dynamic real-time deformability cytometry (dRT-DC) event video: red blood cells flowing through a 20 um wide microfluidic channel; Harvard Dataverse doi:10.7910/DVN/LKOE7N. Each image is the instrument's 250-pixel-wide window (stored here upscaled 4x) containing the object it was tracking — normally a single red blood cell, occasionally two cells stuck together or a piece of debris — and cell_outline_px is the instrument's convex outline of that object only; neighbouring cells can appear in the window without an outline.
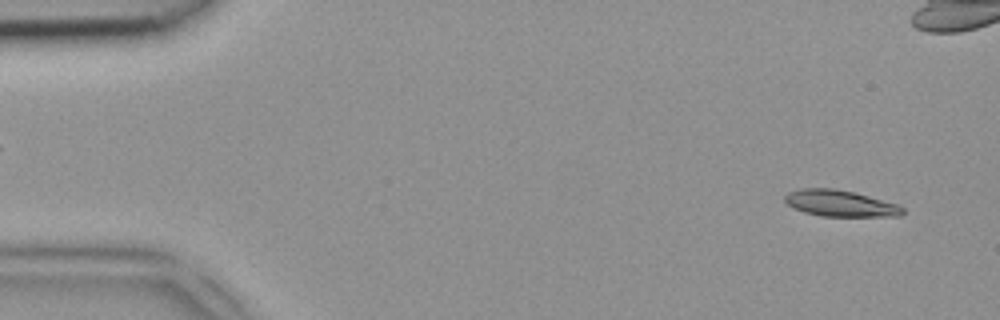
{"species": "common noctule bat (a hibernating species)", "species_latin": "Nyctalus noctula", "temperature_condition": "room temperature", "stored_images_in_passage": 47, "camera_frame_rate_fps": 3000, "um_per_image_px": 0.085, "animal": {"sex": "female", "body_mass_g": 18.4}, "frame": {"image": 1, "passage_image": 2, "time_ms": 0.333, "image_size_px": [1000, 320], "cell_outline_px": [[904, 212], [900, 216], [820, 216], [804, 212], [792, 208], [784, 200], [784, 196], [788, 192], [800, 188], [832, 188], [856, 192], [900, 204], [904, 208]], "centroid_in_image_um": [71.43, 17.28], "position_along_channel_um": 13.6, "area_um2": 18.38}}
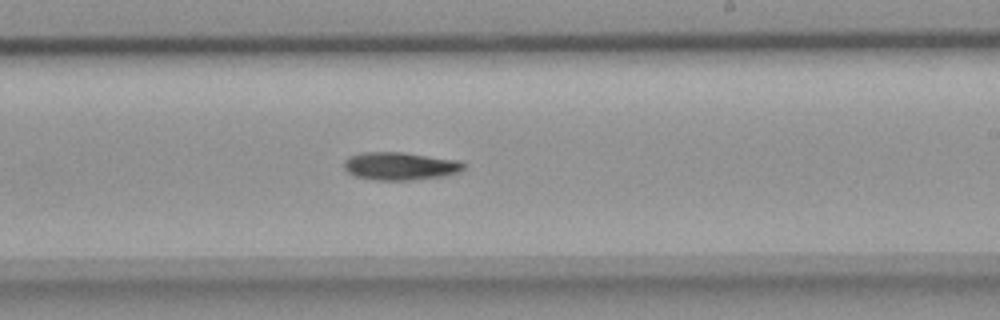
{"frame": {"image": 2, "passage_image": 27, "time_ms": 8.667, "image_size_px": [1000, 320], "cell_outline_px": [[468, 164], [460, 172], [444, 176], [412, 180], [372, 180], [352, 176], [344, 168], [344, 160], [348, 156], [364, 152], [404, 152], [460, 160]], "centroid_in_image_um": [34.03, 14.12], "position_along_channel_um": 255.0, "area_um2": 19.88}}
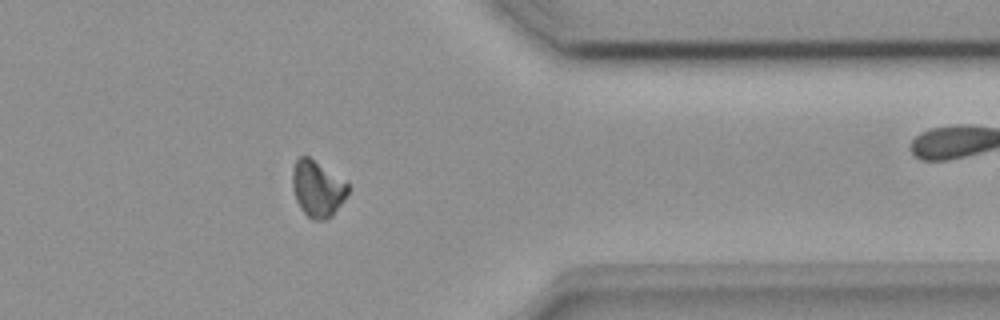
{"frame": {"image": 3, "passage_image": 37, "time_ms": 12.0, "image_size_px": [1000, 320], "cell_outline_px": [[348, 192], [344, 200], [332, 216], [324, 220], [312, 220], [300, 208], [296, 200], [292, 188], [292, 168], [296, 160], [300, 156], [308, 156], [348, 180]], "centroid_in_image_um": [27.0, 16.02], "position_along_channel_um": 384.4, "area_um2": 18.55}}